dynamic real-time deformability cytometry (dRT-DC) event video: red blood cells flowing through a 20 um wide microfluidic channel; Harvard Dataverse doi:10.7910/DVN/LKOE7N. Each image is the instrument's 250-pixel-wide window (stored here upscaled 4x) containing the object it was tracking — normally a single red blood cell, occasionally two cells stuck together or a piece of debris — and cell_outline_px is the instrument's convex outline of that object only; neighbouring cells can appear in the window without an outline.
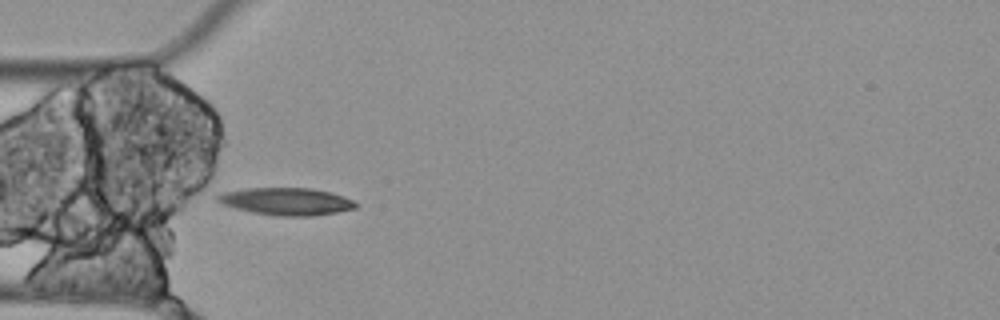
{"species": "Egyptian fruit bat (a non-hibernating species)", "species_latin": "Rousettus aegyptiacus", "temperature_condition": "cold", "stored_images_in_passage": 8, "camera_frame_rate_fps": 3000, "um_per_image_px": 0.085, "animal": {"sex": "female"}, "frame": {"image": 1, "passage_image": 3, "time_ms": 0.667, "image_size_px": [1000, 320], "cell_outline_px": [[356, 208], [336, 212], [312, 216], [276, 216], [252, 212], [236, 208], [224, 204], [216, 200], [216, 196], [220, 192], [248, 188], [312, 188], [328, 192], [352, 200], [356, 204]], "centroid_in_image_um": [24.29, 17.12], "position_along_channel_um": 60.7, "area_um2": 21.79}}
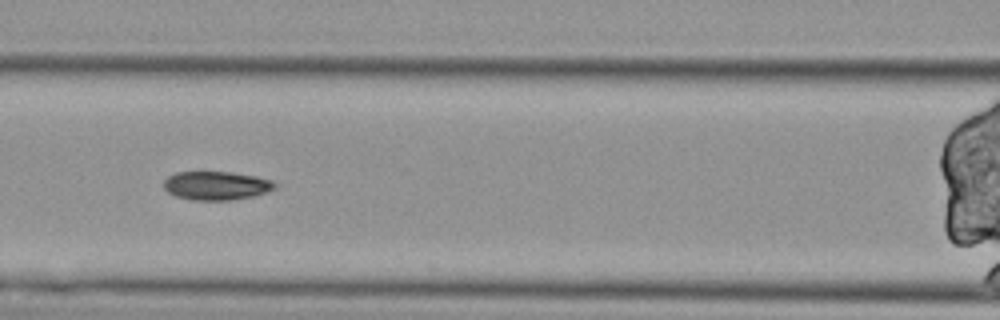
{"frame": {"image": 2, "passage_image": 5, "time_ms": 1.333, "image_size_px": [1000, 320], "cell_outline_px": [[276, 188], [252, 196], [232, 200], [192, 200], [176, 196], [168, 192], [164, 188], [164, 180], [168, 176], [176, 172], [232, 172], [256, 176], [272, 180], [276, 184]], "centroid_in_image_um": [18.37, 15.77], "position_along_channel_um": 148.2, "area_um2": 18.5}}
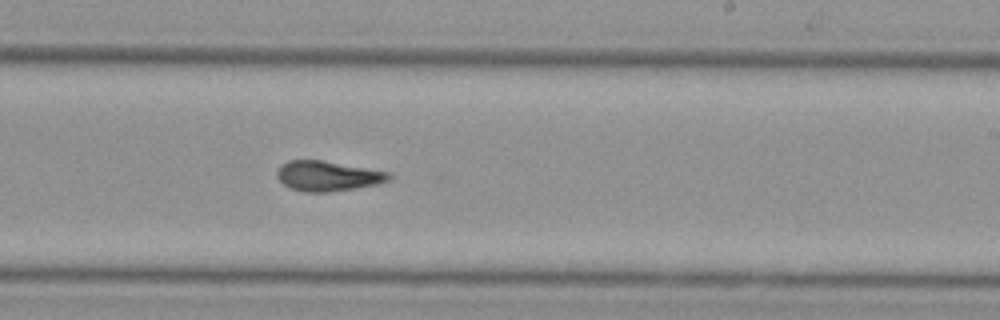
{"frame": {"image": 3, "passage_image": 8, "time_ms": 2.333, "image_size_px": [1000, 320], "cell_outline_px": [[392, 176], [388, 180], [376, 184], [328, 192], [304, 192], [292, 188], [284, 184], [276, 176], [276, 172], [280, 164], [288, 160], [324, 160], [392, 172]], "centroid_in_image_um": [27.85, 14.94], "position_along_channel_um": 261.2, "area_um2": 19.65}}